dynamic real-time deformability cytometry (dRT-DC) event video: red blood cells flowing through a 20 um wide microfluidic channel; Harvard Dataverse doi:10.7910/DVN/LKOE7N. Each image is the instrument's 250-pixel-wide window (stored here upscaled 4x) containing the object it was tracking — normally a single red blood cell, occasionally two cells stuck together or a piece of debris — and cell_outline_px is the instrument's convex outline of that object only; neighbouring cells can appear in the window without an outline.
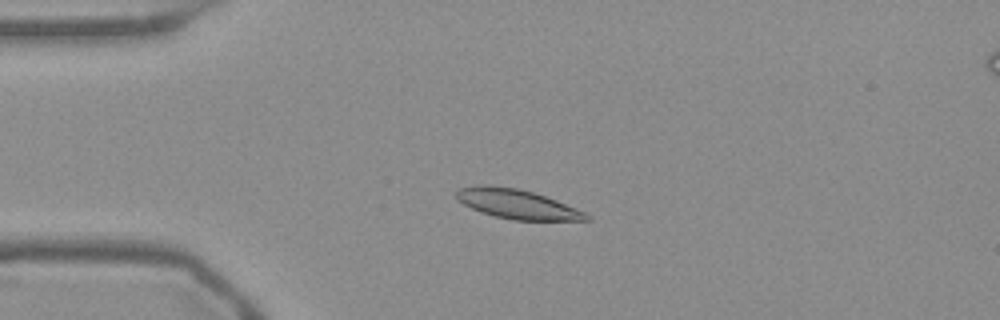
{"species": "Egyptian fruit bat (a non-hibernating species)", "species_latin": "Rousettus aegyptiacus", "temperature_condition": "warm", "stored_images_in_passage": 54, "camera_frame_rate_fps": 3000, "um_per_image_px": 0.085, "frame": {"image": 1, "passage_image": 13, "time_ms": 4.0, "image_size_px": [1000, 320], "cell_outline_px": [[592, 220], [512, 220], [480, 212], [456, 200], [456, 192], [460, 188], [476, 184], [488, 184], [520, 188], [556, 200], [576, 208], [592, 216]], "centroid_in_image_um": [43.93, 17.33], "position_along_channel_um": 41.1, "area_um2": 22.43}}
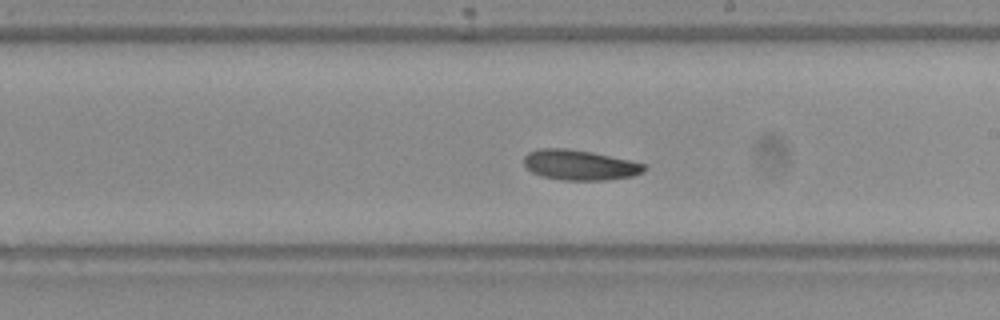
{"frame": {"image": 2, "passage_image": 31, "time_ms": 10.0, "image_size_px": [1000, 320], "cell_outline_px": [[644, 172], [632, 176], [608, 180], [560, 180], [540, 176], [532, 172], [524, 164], [524, 156], [528, 152], [540, 148], [568, 148], [592, 152], [628, 160], [644, 164]], "centroid_in_image_um": [49.23, 14.03], "position_along_channel_um": 239.8, "area_um2": 21.15}}
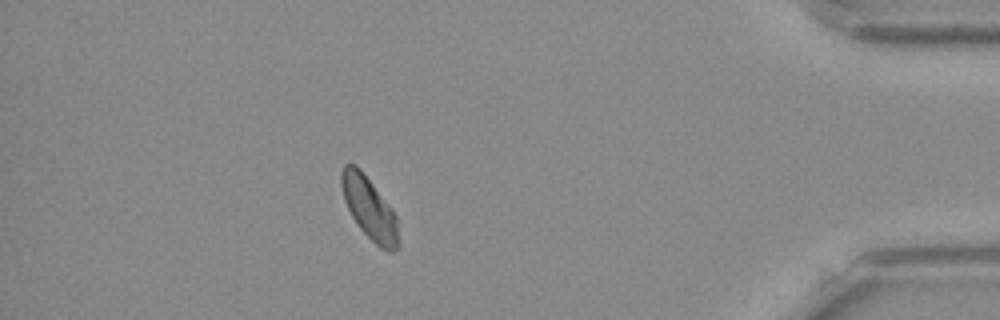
{"frame": {"image": 3, "passage_image": 48, "time_ms": 15.667, "image_size_px": [1000, 320], "cell_outline_px": [[400, 248], [392, 252], [388, 252], [380, 248], [360, 228], [352, 216], [344, 200], [340, 184], [340, 172], [344, 164], [356, 164], [360, 168], [392, 208], [396, 216], [400, 240]], "centroid_in_image_um": [31.41, 17.71], "position_along_channel_um": 403.8, "area_um2": 20.92}, "authors_computed_cell_mechanics": {"area_um2": 21.5016, "velocity_mm_per_s": 3.7389, "shape_relaxation_time_tau1_ms": 4.193, "shape_relaxation_time_tau2_ms": null, "deformation_change_tau1": 0.0827, "deformation_change_tau2": null}}